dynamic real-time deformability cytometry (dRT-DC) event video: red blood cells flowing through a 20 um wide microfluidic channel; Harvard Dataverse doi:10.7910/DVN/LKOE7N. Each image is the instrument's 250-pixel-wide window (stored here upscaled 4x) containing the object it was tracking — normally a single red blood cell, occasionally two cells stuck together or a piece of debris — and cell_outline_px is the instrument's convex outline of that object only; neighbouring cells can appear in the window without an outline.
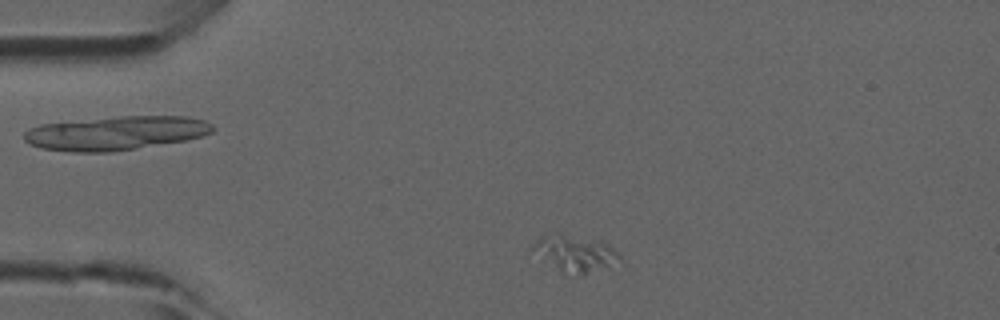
{"species": "common noctule bat (a hibernating species)", "species_latin": "Nyctalus noctula", "temperature_condition": "room temperature", "stored_images_in_passage": 42, "camera_frame_rate_fps": 3000, "um_per_image_px": 0.085, "animal": {"sex": "male", "forearm_length_mm": 52.5}, "frame": {"image": 1, "passage_image": 3, "time_ms": 0.667, "image_size_px": [1000, 320], "cell_outline_px": [[620, 260], [608, 268], [584, 272], [580, 272], [560, 268], [532, 248], [532, 244], [540, 236], [560, 232], [600, 240], [608, 244], [620, 256]], "centroid_in_image_um": [48.96, 21.43], "position_along_channel_um": 36.0, "area_um2": 17.22}}
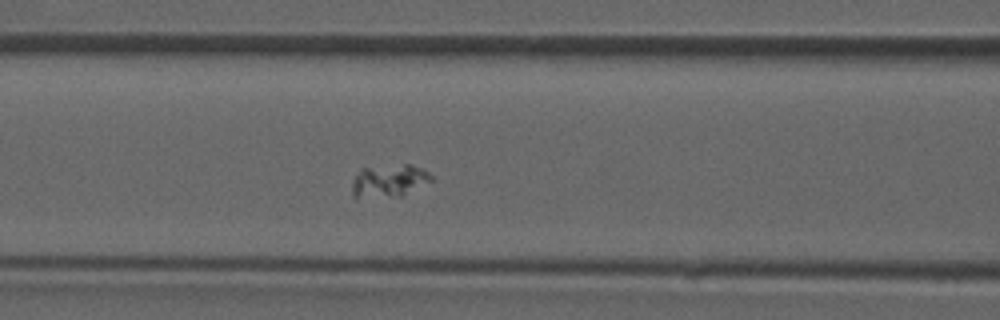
{"frame": {"image": 2, "passage_image": 13, "time_ms": 4.0, "image_size_px": [1000, 320], "cell_outline_px": [[436, 180], [404, 196], [352, 196], [352, 180], [364, 168], [404, 164], [412, 164], [428, 172]], "centroid_in_image_um": [33.17, 15.36], "position_along_channel_um": 133.4, "area_um2": 14.97}}
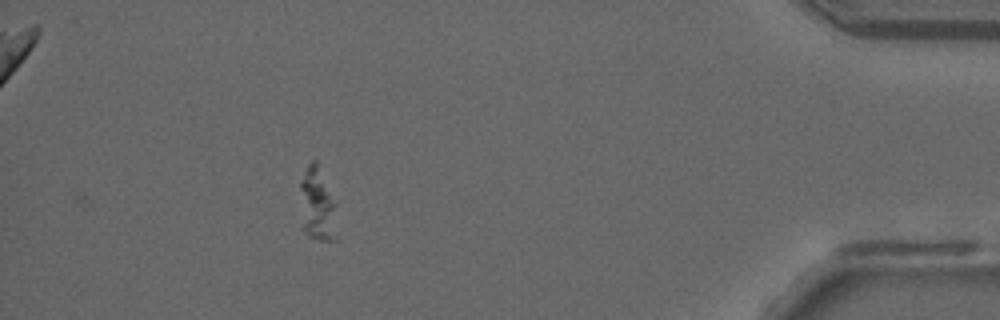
{"frame": {"image": 3, "passage_image": 37, "time_ms": 12.0, "image_size_px": [1000, 320], "cell_outline_px": [[336, 240], [320, 240], [308, 236], [300, 228], [300, 184], [304, 172], [308, 164], [312, 160], [316, 160], [336, 204]], "centroid_in_image_um": [26.94, 17.44], "position_along_channel_um": 408.3, "area_um2": 16.18}}